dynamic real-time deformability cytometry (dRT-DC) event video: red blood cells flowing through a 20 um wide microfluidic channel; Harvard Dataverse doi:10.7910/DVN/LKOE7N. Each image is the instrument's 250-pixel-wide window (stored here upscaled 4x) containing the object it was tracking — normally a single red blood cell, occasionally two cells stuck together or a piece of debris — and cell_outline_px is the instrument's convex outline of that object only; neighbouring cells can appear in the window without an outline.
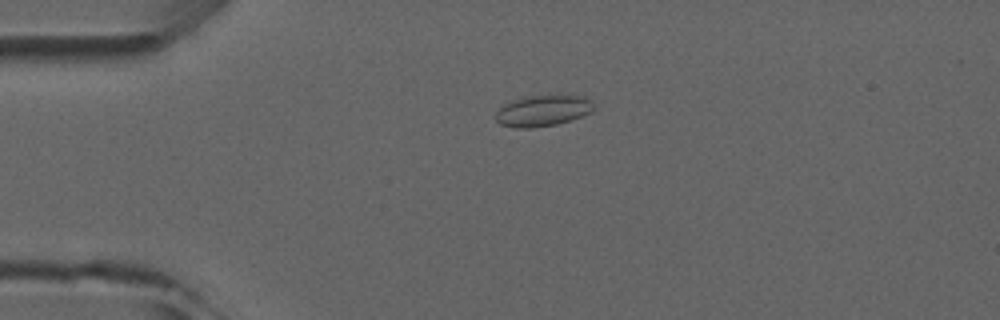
{"species": "common noctule bat (a hibernating species)", "species_latin": "Nyctalus noctula", "temperature_condition": "room temperature", "stored_images_in_passage": 5, "camera_frame_rate_fps": 3000, "um_per_image_px": 0.085, "animal": {"sex": "male", "forearm_length_mm": 52.5}, "frame": {"image": 1, "passage_image": 1, "time_ms": 0.0, "image_size_px": [1000, 320], "cell_outline_px": [[596, 108], [592, 112], [572, 120], [556, 124], [532, 128], [516, 128], [500, 124], [496, 120], [496, 112], [504, 104], [512, 100], [524, 96], [584, 96], [592, 100]], "centroid_in_image_um": [46.17, 9.42], "position_along_channel_um": 38.8, "area_um2": 17.86}}
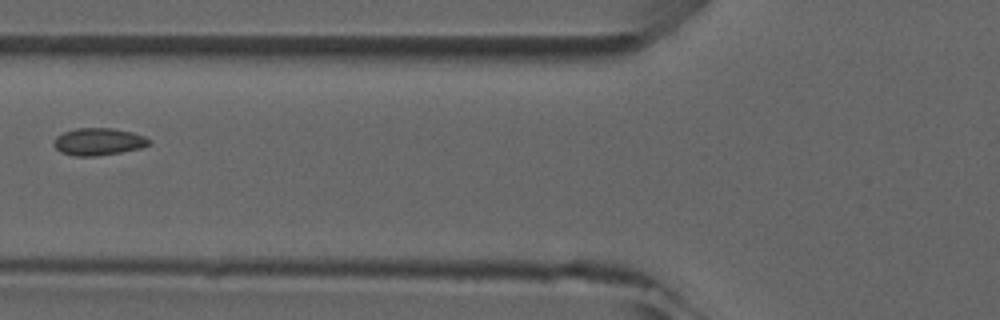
{"frame": {"image": 2, "passage_image": 3, "time_ms": 2.667, "image_size_px": [1000, 320], "cell_outline_px": [[152, 144], [140, 148], [120, 152], [96, 156], [76, 156], [60, 152], [52, 144], [56, 136], [64, 132], [76, 128], [112, 128], [132, 132], [144, 136], [152, 140]], "centroid_in_image_um": [8.38, 12.04], "position_along_channel_um": 117.4, "area_um2": 15.2}}
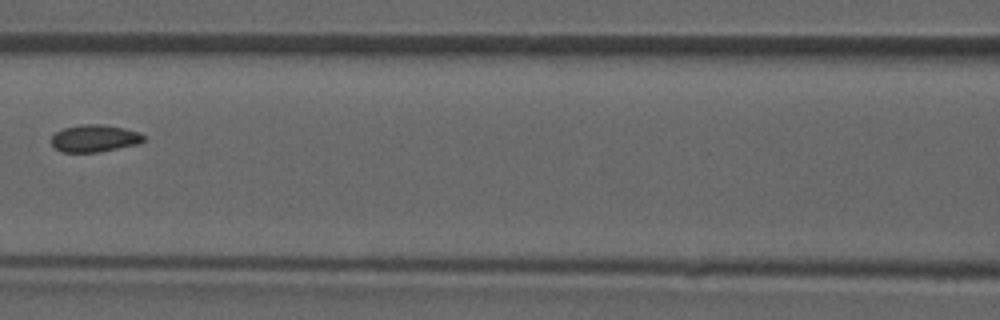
{"frame": {"image": 3, "passage_image": 4, "time_ms": 3.667, "image_size_px": [1000, 320], "cell_outline_px": [[144, 140], [136, 144], [100, 152], [64, 152], [56, 148], [52, 144], [52, 136], [56, 132], [64, 128], [84, 124], [100, 124], [124, 128], [140, 132], [144, 136]], "centroid_in_image_um": [8.04, 11.75], "position_along_channel_um": 158.6, "area_um2": 14.45}}